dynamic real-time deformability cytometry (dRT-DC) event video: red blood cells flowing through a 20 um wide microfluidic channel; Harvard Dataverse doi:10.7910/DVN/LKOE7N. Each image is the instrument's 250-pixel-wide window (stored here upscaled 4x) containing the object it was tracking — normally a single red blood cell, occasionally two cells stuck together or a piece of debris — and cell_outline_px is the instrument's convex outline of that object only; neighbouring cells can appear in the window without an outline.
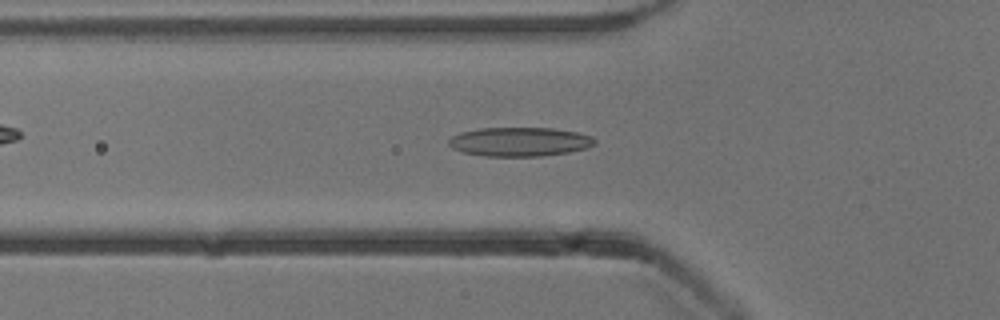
{"species": "common noctule bat (a hibernating species)", "species_latin": "Nyctalus noctula", "temperature_condition": "cold", "stored_images_in_passage": 52, "camera_frame_rate_fps": 3000, "um_per_image_px": 0.085, "animal": {"sex": "male", "body_mass_g": 13.3}, "frame": {"image": 1, "passage_image": 17, "time_ms": 5.333, "image_size_px": [1000, 320], "cell_outline_px": [[596, 144], [584, 148], [568, 152], [540, 156], [484, 156], [460, 152], [452, 148], [448, 144], [448, 140], [452, 136], [460, 132], [480, 128], [552, 128], [576, 132], [592, 136], [596, 140]], "centroid_in_image_um": [44.13, 12.05], "position_along_channel_um": 81.7, "area_um2": 24.74}}
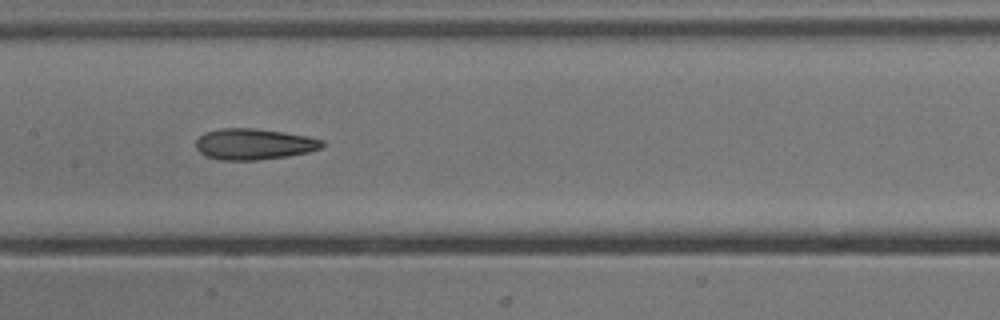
{"frame": {"image": 2, "passage_image": 25, "time_ms": 8.0, "image_size_px": [1000, 320], "cell_outline_px": [[324, 148], [308, 152], [288, 156], [256, 160], [220, 160], [204, 156], [196, 148], [196, 140], [204, 132], [220, 128], [252, 128], [280, 132], [304, 136], [324, 140]], "centroid_in_image_um": [21.56, 12.26], "position_along_channel_um": 185.8, "area_um2": 22.83}}
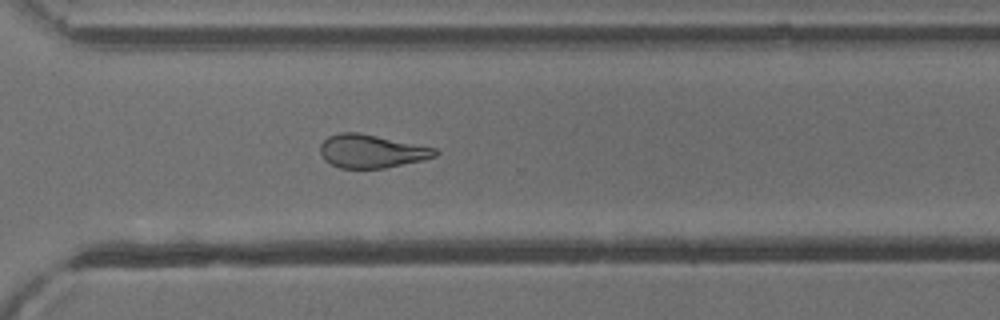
{"frame": {"image": 3, "passage_image": 37, "time_ms": 12.0, "image_size_px": [1000, 320], "cell_outline_px": [[440, 152], [436, 156], [420, 160], [384, 168], [340, 168], [324, 160], [320, 152], [320, 144], [328, 136], [340, 132], [360, 132], [436, 148]], "centroid_in_image_um": [31.55, 12.84], "position_along_channel_um": 339.0, "area_um2": 22.25}, "authors_computed_cell_mechanics": {"area_um2": 23.3512, "velocity_mm_per_s": 3.8501, "shape_relaxation_time_tau1_ms": null, "shape_relaxation_time_tau2_ms": 3.4223, "deformation_change_tau1": null, "deformation_change_tau2": 0.117}}